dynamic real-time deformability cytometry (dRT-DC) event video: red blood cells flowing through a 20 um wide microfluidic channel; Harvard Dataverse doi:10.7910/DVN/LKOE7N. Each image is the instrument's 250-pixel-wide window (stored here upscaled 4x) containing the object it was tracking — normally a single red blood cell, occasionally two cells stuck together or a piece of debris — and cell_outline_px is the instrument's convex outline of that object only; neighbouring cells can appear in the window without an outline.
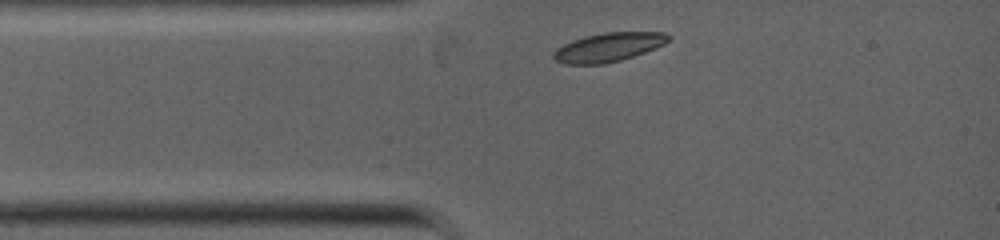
{"species": "common noctule bat (a hibernating species)", "species_latin": "Nyctalus noctula", "temperature_condition": "warm", "stored_images_in_passage": 24, "camera_frame_rate_fps": 5000, "um_per_image_px": 0.085, "animal": {"sex": "female", "body_mass_g": 19.0, "forearm_length_mm": 53.3}, "frame": {"image": 1, "passage_image": 1, "time_ms": 0.0, "image_size_px": [1000, 240], "cell_outline_px": [[672, 36], [664, 44], [656, 48], [620, 60], [604, 64], [564, 64], [556, 60], [552, 56], [552, 52], [556, 48], [572, 40], [584, 36], [604, 32], [664, 32]], "centroid_in_image_um": [51.7, 4.0], "position_along_channel_um": 33.3, "area_um2": 19.36}}
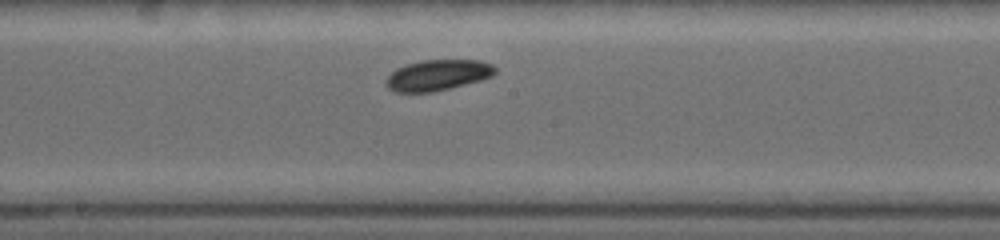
{"frame": {"image": 2, "passage_image": 11, "time_ms": 3.8, "image_size_px": [1000, 240], "cell_outline_px": [[496, 72], [492, 76], [480, 80], [432, 92], [396, 92], [388, 88], [384, 84], [388, 76], [396, 68], [420, 60], [480, 60], [492, 64], [496, 68]], "centroid_in_image_um": [37.19, 6.38], "position_along_channel_um": 211.0, "area_um2": 19.48}}
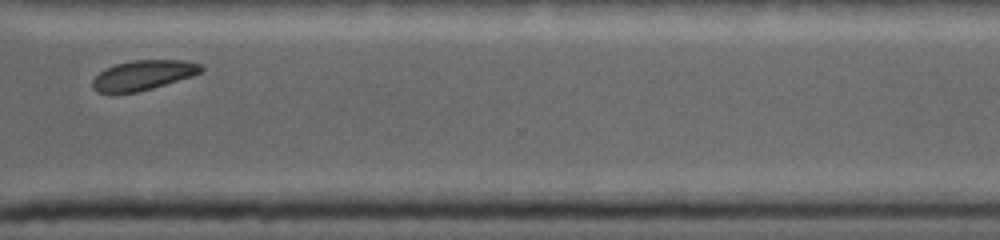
{"frame": {"image": 3, "passage_image": 21, "time_ms": 6.8, "image_size_px": [1000, 240], "cell_outline_px": [[204, 68], [200, 72], [192, 76], [152, 88], [136, 92], [112, 96], [96, 92], [92, 88], [92, 80], [104, 68], [116, 64], [132, 60], [184, 60], [200, 64]], "centroid_in_image_um": [12.08, 6.42], "position_along_channel_um": 358.5, "area_um2": 19.25}}